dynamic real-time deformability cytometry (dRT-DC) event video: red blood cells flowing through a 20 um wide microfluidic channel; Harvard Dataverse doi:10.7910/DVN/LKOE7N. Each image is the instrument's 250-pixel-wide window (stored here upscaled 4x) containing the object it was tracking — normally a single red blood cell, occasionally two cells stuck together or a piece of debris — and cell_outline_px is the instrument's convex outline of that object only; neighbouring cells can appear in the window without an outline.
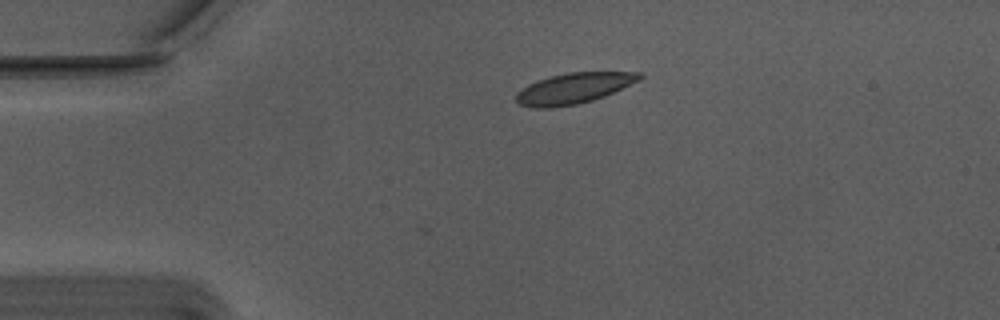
{"species": "Egyptian fruit bat (a non-hibernating species)", "species_latin": "Rousettus aegyptiacus", "temperature_condition": "warm", "stored_images_in_passage": 3, "camera_frame_rate_fps": 3000, "um_per_image_px": 0.085, "animal": {"sex": "male"}, "frame": {"image": 1, "passage_image": 1, "time_ms": 0.0, "image_size_px": [1000, 320], "cell_outline_px": [[644, 76], [640, 80], [604, 96], [592, 100], [576, 104], [548, 108], [532, 108], [520, 104], [516, 100], [516, 92], [528, 84], [548, 76], [568, 72], [644, 72]], "centroid_in_image_um": [48.76, 7.49], "position_along_channel_um": 36.2, "area_um2": 22.08}}